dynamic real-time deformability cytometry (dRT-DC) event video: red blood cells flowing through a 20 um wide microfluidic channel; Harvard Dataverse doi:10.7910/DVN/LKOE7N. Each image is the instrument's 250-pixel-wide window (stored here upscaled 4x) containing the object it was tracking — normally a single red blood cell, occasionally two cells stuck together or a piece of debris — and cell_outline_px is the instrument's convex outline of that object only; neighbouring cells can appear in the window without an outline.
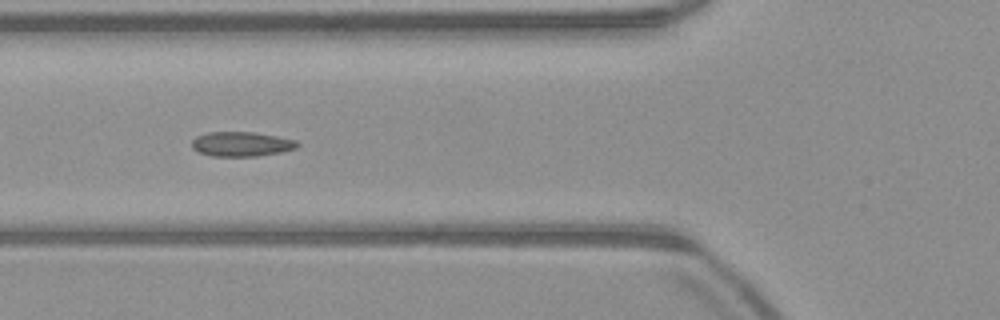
{"species": "common noctule bat (a hibernating species)", "species_latin": "Nyctalus noctula", "temperature_condition": "warm", "stored_images_in_passage": 39, "camera_frame_rate_fps": 3000, "um_per_image_px": 0.085, "animal": {"sex": "male", "body_mass_g": 23.1, "forearm_length_mm": 52.7}, "frame": {"image": 1, "passage_image": 6, "time_ms": 1.667, "image_size_px": [1000, 320], "cell_outline_px": [[300, 144], [296, 148], [280, 152], [256, 156], [212, 156], [200, 152], [192, 148], [192, 140], [196, 136], [208, 132], [256, 132], [296, 140]], "centroid_in_image_um": [20.52, 12.24], "position_along_channel_um": 105.3, "area_um2": 15.09}}
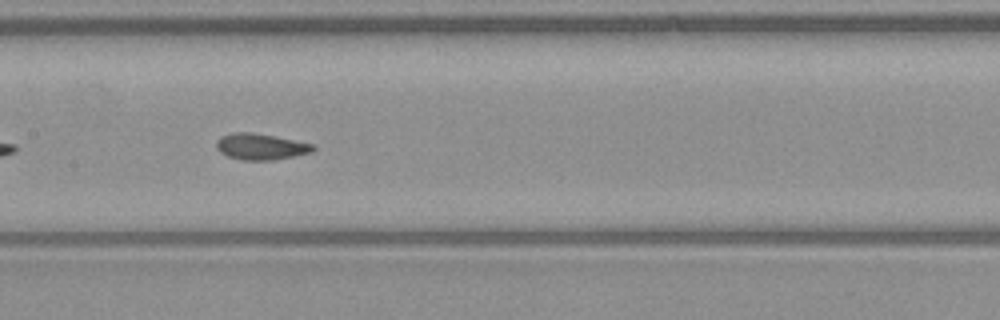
{"frame": {"image": 2, "passage_image": 12, "time_ms": 3.667, "image_size_px": [1000, 320], "cell_outline_px": [[316, 148], [312, 152], [272, 160], [244, 160], [228, 156], [220, 152], [216, 148], [216, 140], [220, 136], [232, 132], [252, 132], [276, 136], [316, 144]], "centroid_in_image_um": [22.17, 12.44], "position_along_channel_um": 185.2, "area_um2": 14.91}, "authors_computed_cell_mechanics": {"area_um2": 14.6812, "velocity_mm_per_s": 3.9738, "shape_relaxation_time_tau1_ms": 6.0095, "shape_relaxation_time_tau2_ms": 1.2658, "deformation_change_tau1": 0.1301, "deformation_change_tau2": 0.0447}}